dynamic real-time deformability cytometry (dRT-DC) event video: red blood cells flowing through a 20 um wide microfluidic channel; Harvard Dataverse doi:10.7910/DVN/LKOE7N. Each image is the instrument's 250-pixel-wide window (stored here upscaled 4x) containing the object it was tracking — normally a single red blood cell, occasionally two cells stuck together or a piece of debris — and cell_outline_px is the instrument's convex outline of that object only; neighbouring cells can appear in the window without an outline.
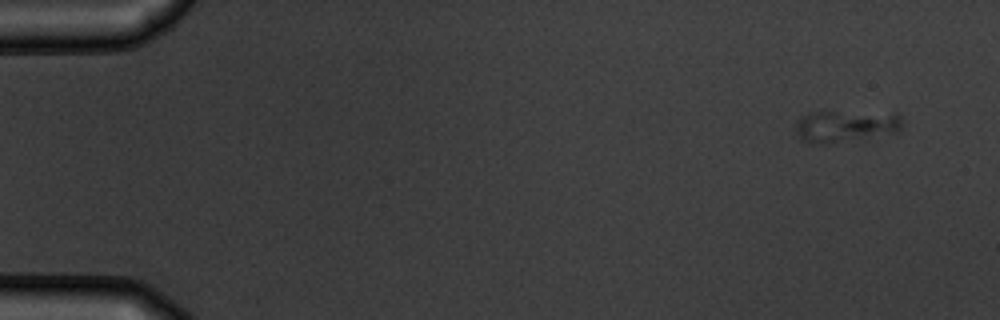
{"species": "common noctule bat (a hibernating species)", "species_latin": "Nyctalus noctula", "temperature_condition": "warm", "stored_images_in_passage": 4, "camera_frame_rate_fps": 3000, "um_per_image_px": 0.085, "animal": {"sex": "male", "body_mass_g": 19.5, "forearm_length_mm": 54.6}, "frame": {"image": 1, "passage_image": 1, "time_ms": 0.0, "image_size_px": [1000, 320], "cell_outline_px": [[900, 132], [824, 144], [812, 144], [800, 140], [796, 132], [796, 120], [800, 116], [808, 112], [896, 112], [900, 116]], "centroid_in_image_um": [71.84, 10.71], "position_along_channel_um": 13.2, "area_um2": 20.0}}